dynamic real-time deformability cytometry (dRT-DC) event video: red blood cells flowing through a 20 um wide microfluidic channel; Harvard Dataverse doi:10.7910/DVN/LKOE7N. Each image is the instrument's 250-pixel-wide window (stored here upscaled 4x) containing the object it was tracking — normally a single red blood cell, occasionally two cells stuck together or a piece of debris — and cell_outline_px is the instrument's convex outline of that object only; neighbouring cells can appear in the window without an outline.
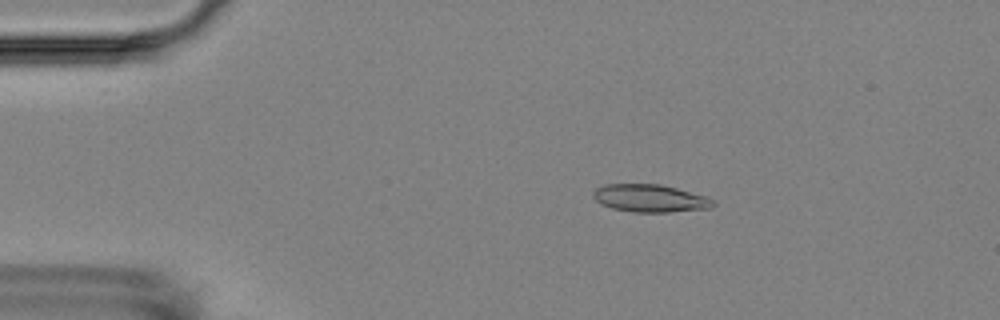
{"species": "Egyptian fruit bat (a non-hibernating species)", "species_latin": "Rousettus aegyptiacus", "temperature_condition": "room temperature", "stored_images_in_passage": 3, "camera_frame_rate_fps": 3000, "um_per_image_px": 0.085, "animal": {"sex": "female"}, "frame": {"image": 1, "passage_image": 2, "time_ms": 1.333, "image_size_px": [1000, 320], "cell_outline_px": [[716, 204], [712, 208], [668, 212], [632, 212], [612, 208], [596, 200], [592, 196], [592, 192], [596, 188], [604, 184], [660, 184], [676, 188], [704, 196], [716, 200]], "centroid_in_image_um": [55.27, 16.85], "position_along_channel_um": 29.7, "area_um2": 19.31}}